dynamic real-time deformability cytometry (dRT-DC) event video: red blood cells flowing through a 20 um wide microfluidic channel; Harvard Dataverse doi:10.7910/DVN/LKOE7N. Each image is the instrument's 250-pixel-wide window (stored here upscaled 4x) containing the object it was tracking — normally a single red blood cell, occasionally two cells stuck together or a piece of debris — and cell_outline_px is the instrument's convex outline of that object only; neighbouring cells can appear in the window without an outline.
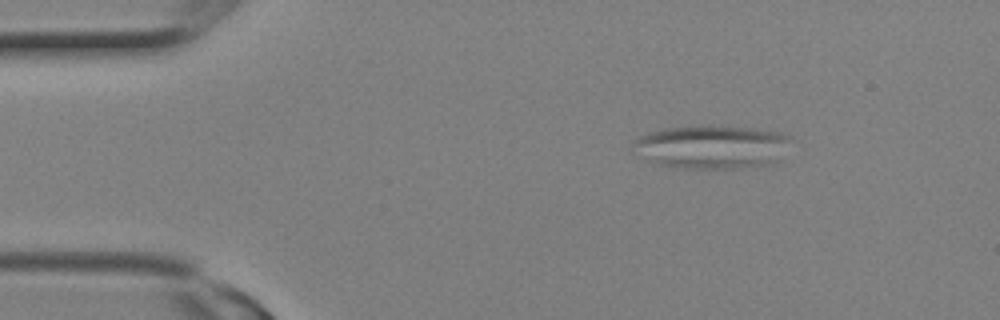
{"species": "Egyptian fruit bat (a non-hibernating species)", "species_latin": "Rousettus aegyptiacus", "temperature_condition": "room temperature", "stored_images_in_passage": 16, "camera_frame_rate_fps": 3000, "um_per_image_px": 0.085, "animal": {"sex": "female"}, "frame": {"image": 1, "passage_image": 4, "time_ms": 1.0, "image_size_px": [1000, 320], "cell_outline_px": [[792, 136], [776, 160], [768, 164], [740, 168], [676, 168], [656, 164], [648, 160], [628, 148], [632, 140], [636, 136], [648, 132], [664, 128], [692, 124], [704, 124], [752, 128], [780, 132]], "centroid_in_image_um": [60.35, 12.45], "position_along_channel_um": 24.6, "area_um2": 40.69}}
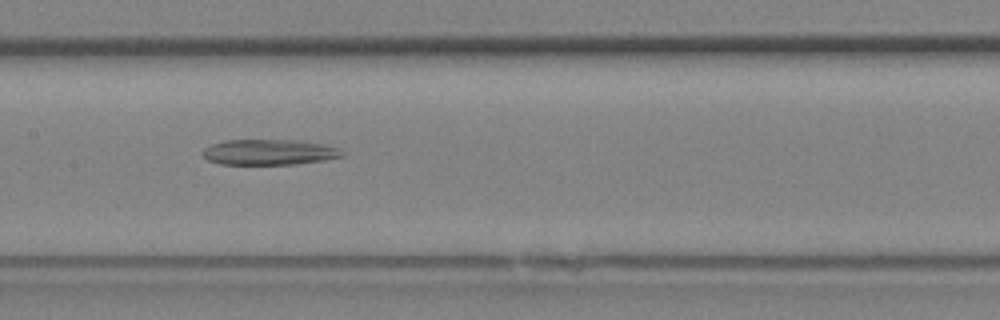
{"frame": {"image": 2, "passage_image": 13, "time_ms": 4.0, "image_size_px": [1000, 320], "cell_outline_px": [[344, 156], [324, 160], [296, 164], [220, 164], [208, 160], [200, 152], [204, 148], [212, 144], [224, 140], [296, 140], [324, 144], [340, 148], [344, 152]], "centroid_in_image_um": [22.89, 12.93], "position_along_channel_um": 184.5, "area_um2": 20.87}}